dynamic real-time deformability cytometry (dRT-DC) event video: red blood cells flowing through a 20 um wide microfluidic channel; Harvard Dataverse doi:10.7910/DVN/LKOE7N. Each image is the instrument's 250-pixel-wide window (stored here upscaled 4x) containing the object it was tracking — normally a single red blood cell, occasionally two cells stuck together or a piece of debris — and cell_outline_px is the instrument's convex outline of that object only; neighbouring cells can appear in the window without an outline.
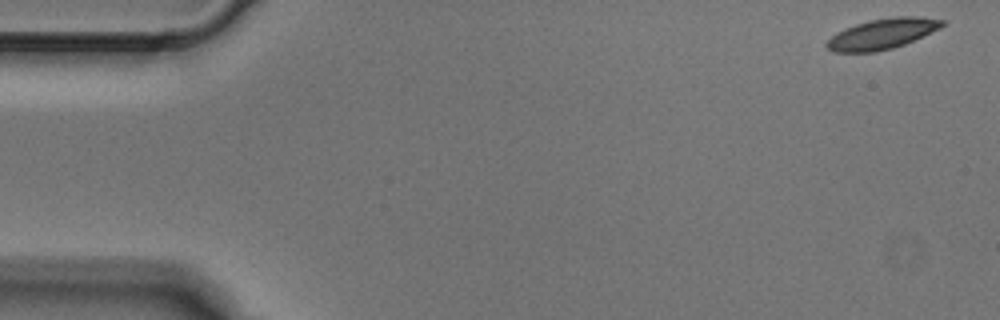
{"species": "Egyptian fruit bat (a non-hibernating species)", "species_latin": "Rousettus aegyptiacus", "temperature_condition": "cold", "stored_images_in_passage": 4, "camera_frame_rate_fps": 3000, "um_per_image_px": 0.085, "animal": {"sex": "male"}, "frame": {"image": 1, "passage_image": 1, "time_ms": 0.0, "image_size_px": [1000, 320], "cell_outline_px": [[944, 24], [940, 28], [932, 32], [904, 44], [892, 48], [876, 52], [832, 52], [824, 44], [836, 32], [844, 28], [868, 20], [896, 16], [916, 16], [944, 20]], "centroid_in_image_um": [74.96, 2.88], "position_along_channel_um": 10.0, "area_um2": 20.46}}
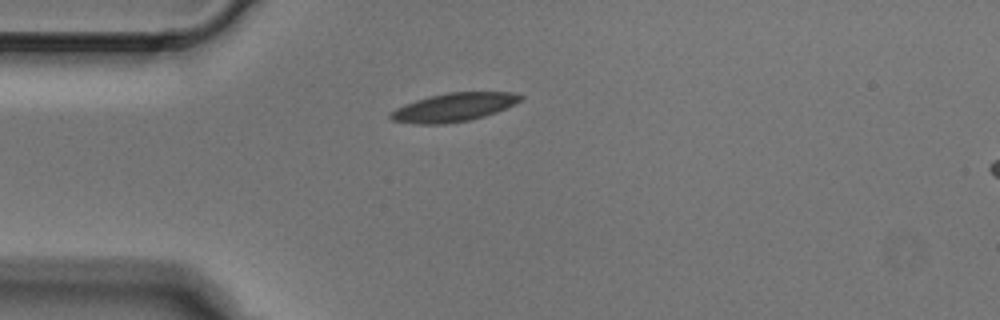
{"frame": {"image": 2, "passage_image": 4, "time_ms": 1.0, "image_size_px": [1000, 320], "cell_outline_px": [[524, 100], [496, 112], [484, 116], [468, 120], [444, 124], [412, 124], [392, 120], [388, 116], [396, 108], [404, 104], [416, 100], [448, 92], [512, 92], [524, 96]], "centroid_in_image_um": [38.59, 9.12], "position_along_channel_um": 46.4, "area_um2": 21.5}}